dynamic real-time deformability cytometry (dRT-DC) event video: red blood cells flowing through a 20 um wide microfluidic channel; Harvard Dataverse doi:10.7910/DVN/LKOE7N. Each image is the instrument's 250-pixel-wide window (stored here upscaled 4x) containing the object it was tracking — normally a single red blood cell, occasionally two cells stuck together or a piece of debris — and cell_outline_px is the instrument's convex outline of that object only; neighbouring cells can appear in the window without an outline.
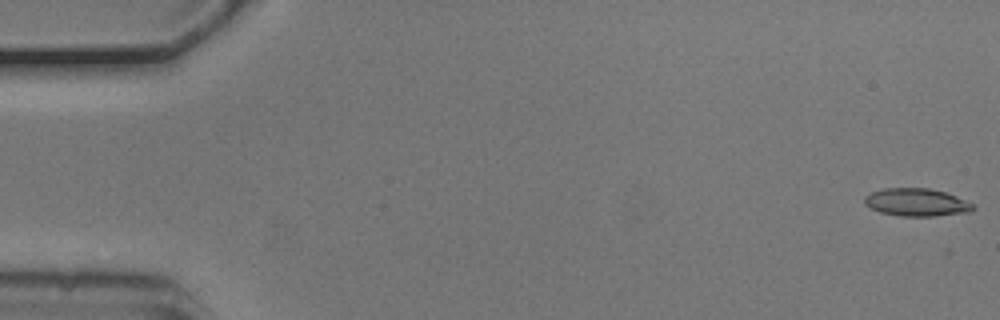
{"species": "common noctule bat (a hibernating species)", "species_latin": "Nyctalus noctula", "temperature_condition": "cold", "stored_images_in_passage": 54, "camera_frame_rate_fps": 3000, "um_per_image_px": 0.085, "animal": {"sex": "male", "body_mass_g": 20.5, "forearm_length_mm": 52.5}, "frame": {"image": 1, "passage_image": 1, "time_ms": 0.0, "image_size_px": [1000, 320], "cell_outline_px": [[976, 208], [972, 212], [936, 216], [900, 216], [880, 212], [864, 204], [864, 196], [872, 192], [884, 188], [928, 188], [944, 192], [956, 196], [976, 204]], "centroid_in_image_um": [77.96, 17.2], "position_along_channel_um": 7.0, "area_um2": 17.74}}
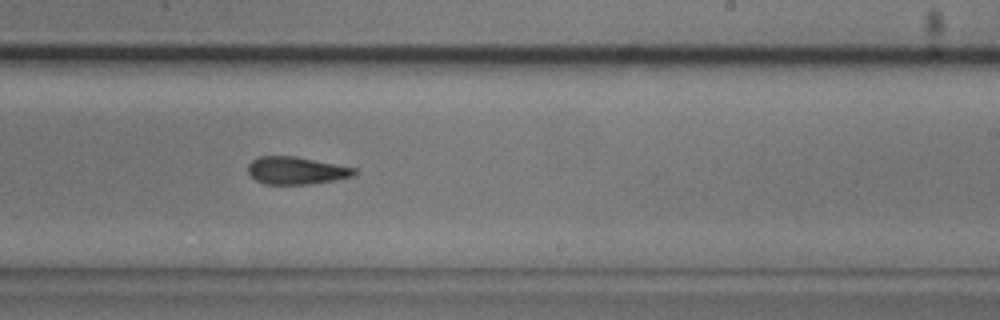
{"frame": {"image": 2, "passage_image": 33, "time_ms": 10.667, "image_size_px": [1000, 320], "cell_outline_px": [[356, 176], [336, 180], [308, 184], [264, 184], [256, 180], [248, 172], [248, 164], [252, 160], [260, 156], [296, 156], [356, 168]], "centroid_in_image_um": [25.2, 14.49], "position_along_channel_um": 263.8, "area_um2": 17.11}}
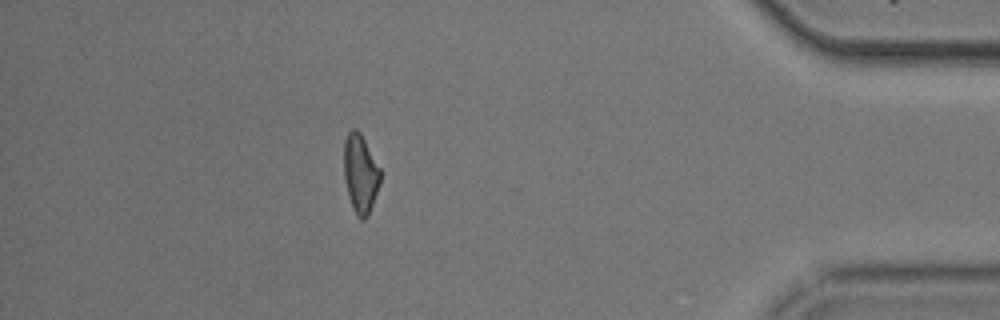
{"frame": {"image": 3, "passage_image": 48, "time_ms": 15.667, "image_size_px": [1000, 320], "cell_outline_px": [[380, 184], [368, 216], [364, 220], [360, 220], [356, 216], [352, 208], [344, 176], [344, 140], [348, 132], [352, 128], [356, 128], [360, 132], [380, 168]], "centroid_in_image_um": [30.63, 14.77], "position_along_channel_um": 404.6, "area_um2": 16.7}, "authors_computed_cell_mechanics": {"area_um2": 17.3689, "velocity_mm_per_s": 3.7266, "shape_relaxation_time_tau1_ms": null, "shape_relaxation_time_tau2_ms": 7.3448, "deformation_change_tau1": null, "deformation_change_tau2": 0.1658}}